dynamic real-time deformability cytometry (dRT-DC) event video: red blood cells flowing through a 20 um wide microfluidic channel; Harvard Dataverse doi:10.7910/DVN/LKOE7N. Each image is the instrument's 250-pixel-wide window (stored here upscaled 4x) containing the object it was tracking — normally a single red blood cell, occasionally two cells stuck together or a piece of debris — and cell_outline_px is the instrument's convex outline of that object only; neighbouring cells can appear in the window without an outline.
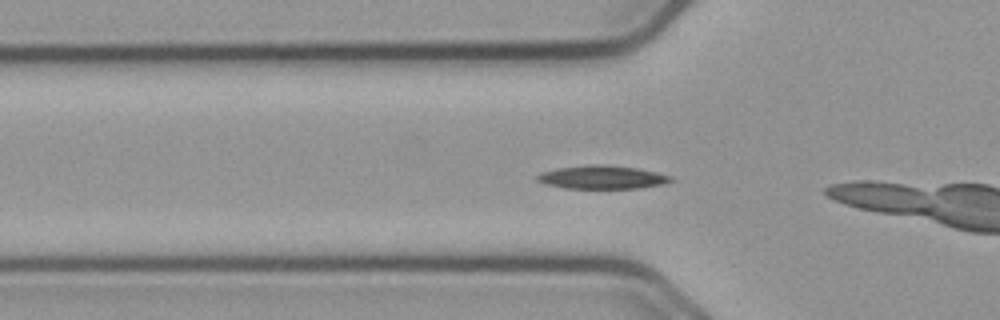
{"species": "common noctule bat (a hibernating species)", "species_latin": "Nyctalus noctula", "temperature_condition": "cold", "stored_images_in_passage": 5, "camera_frame_rate_fps": 3000, "um_per_image_px": 0.085, "animal": {"sex": "male", "body_mass_g": 23.1, "forearm_length_mm": 52.7}, "frame": {"image": 1, "passage_image": 3, "time_ms": 0.667, "image_size_px": [1000, 320], "cell_outline_px": [[676, 180], [660, 184], [640, 188], [564, 188], [544, 184], [536, 180], [536, 176], [540, 172], [556, 168], [588, 164], [608, 164], [636, 168], [656, 172], [672, 176]], "centroid_in_image_um": [51.15, 15.05], "position_along_channel_um": 74.7, "area_um2": 18.38}}